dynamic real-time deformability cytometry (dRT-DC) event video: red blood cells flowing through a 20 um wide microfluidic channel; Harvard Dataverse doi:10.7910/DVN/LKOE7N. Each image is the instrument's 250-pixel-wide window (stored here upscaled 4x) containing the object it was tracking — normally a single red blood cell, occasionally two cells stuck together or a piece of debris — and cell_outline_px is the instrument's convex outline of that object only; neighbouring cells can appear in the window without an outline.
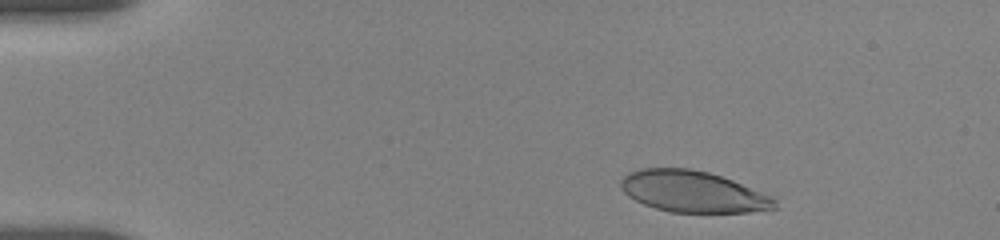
{"species": "human", "species_latin": "Homo sapiens", "temperature_condition": "room temperature", "stored_images_in_passage": 12, "camera_frame_rate_fps": 3000, "um_per_image_px": 0.085, "donor": {"sex": "female"}, "frame": {"image": 1, "passage_image": 2, "time_ms": 0.667, "image_size_px": [1000, 240], "cell_outline_px": [[776, 208], [748, 212], [672, 212], [656, 208], [644, 204], [628, 196], [620, 188], [620, 180], [628, 172], [640, 168], [688, 168], [708, 172], [732, 180], [772, 196], [776, 200]], "centroid_in_image_um": [58.86, 16.28], "position_along_channel_um": 26.1, "area_um2": 36.93}}
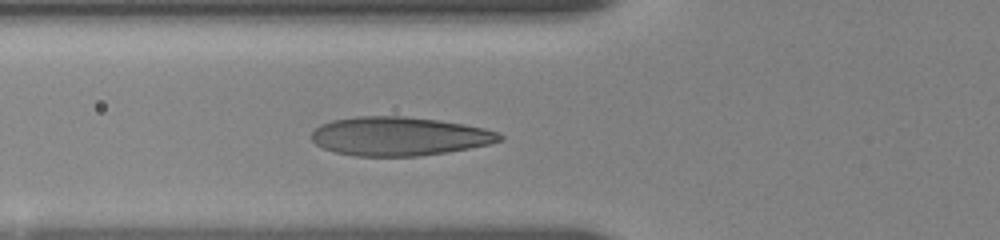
{"frame": {"image": 2, "passage_image": 8, "time_ms": 4.667, "image_size_px": [1000, 240], "cell_outline_px": [[504, 140], [488, 144], [448, 152], [416, 156], [356, 156], [336, 152], [324, 148], [316, 144], [312, 140], [312, 132], [320, 124], [332, 120], [356, 116], [404, 116], [440, 120], [464, 124], [484, 128], [496, 132], [504, 136]], "centroid_in_image_um": [33.93, 11.57], "position_along_channel_um": 91.9, "area_um2": 42.48}}
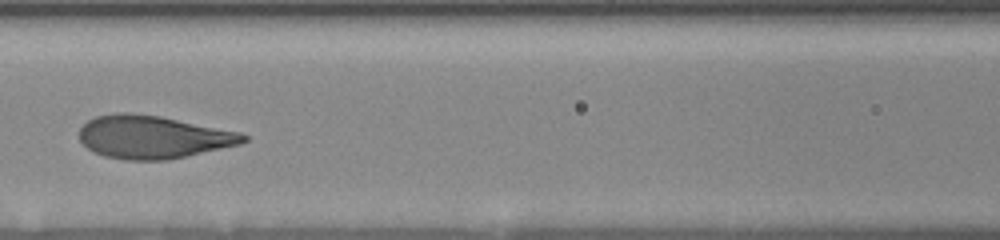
{"frame": {"image": 3, "passage_image": 11, "time_ms": 6.333, "image_size_px": [1000, 240], "cell_outline_px": [[248, 140], [240, 144], [184, 156], [164, 160], [124, 160], [104, 156], [92, 152], [80, 140], [80, 128], [88, 120], [96, 116], [116, 112], [132, 112], [160, 116], [240, 132], [248, 136]], "centroid_in_image_um": [12.97, 11.64], "position_along_channel_um": 153.6, "area_um2": 40.92}}